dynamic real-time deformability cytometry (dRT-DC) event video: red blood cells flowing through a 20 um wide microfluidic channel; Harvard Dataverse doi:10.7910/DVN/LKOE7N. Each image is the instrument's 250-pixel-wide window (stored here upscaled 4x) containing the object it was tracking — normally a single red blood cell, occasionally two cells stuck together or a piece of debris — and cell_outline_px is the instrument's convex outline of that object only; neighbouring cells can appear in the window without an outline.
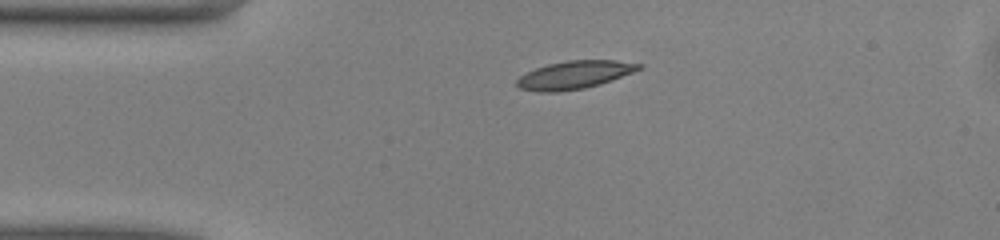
{"species": "common noctule bat (a hibernating species)", "species_latin": "Nyctalus noctula", "temperature_condition": "warm", "stored_images_in_passage": 32, "camera_frame_rate_fps": 3000, "um_per_image_px": 0.085, "animal": {"sex": "male", "body_mass_g": 13.0, "forearm_length_mm": 53.1}, "frame": {"image": 1, "passage_image": 1, "time_ms": 0.0, "image_size_px": [1000, 240], "cell_outline_px": [[644, 68], [612, 80], [600, 84], [584, 88], [556, 92], [540, 92], [520, 88], [516, 84], [516, 80], [520, 76], [536, 68], [548, 64], [568, 60], [616, 60], [644, 64]], "centroid_in_image_um": [48.87, 6.36], "position_along_channel_um": 36.1, "area_um2": 19.88}}
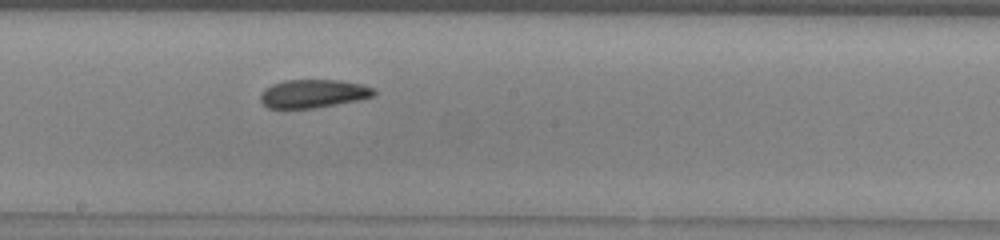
{"frame": {"image": 2, "passage_image": 17, "time_ms": 5.333, "image_size_px": [1000, 240], "cell_outline_px": [[376, 96], [316, 108], [268, 108], [260, 100], [260, 96], [264, 88], [272, 84], [284, 80], [340, 80], [360, 84], [372, 88], [376, 92]], "centroid_in_image_um": [26.6, 7.95], "position_along_channel_um": 221.6, "area_um2": 18.67}}
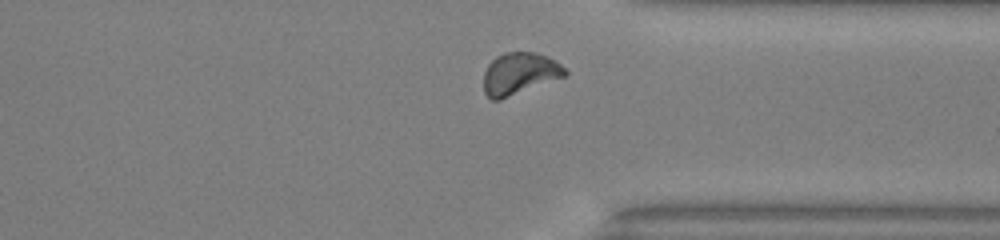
{"frame": {"image": 3, "passage_image": 28, "time_ms": 9.0, "image_size_px": [1000, 240], "cell_outline_px": [[568, 76], [500, 100], [492, 100], [484, 92], [484, 72], [488, 64], [496, 56], [504, 52], [532, 52], [544, 56], [560, 64], [568, 72]], "centroid_in_image_um": [44.15, 6.27], "position_along_channel_um": 367.2, "area_um2": 19.94}, "authors_computed_cell_mechanics": {"area_um2": 19.5942, "velocity_mm_per_s": 4.0324, "shape_relaxation_time_tau1_ms": 3.2786, "shape_relaxation_time_tau2_ms": 2.9101, "deformation_change_tau1": 0.1156, "deformation_change_tau2": 0.0879}}